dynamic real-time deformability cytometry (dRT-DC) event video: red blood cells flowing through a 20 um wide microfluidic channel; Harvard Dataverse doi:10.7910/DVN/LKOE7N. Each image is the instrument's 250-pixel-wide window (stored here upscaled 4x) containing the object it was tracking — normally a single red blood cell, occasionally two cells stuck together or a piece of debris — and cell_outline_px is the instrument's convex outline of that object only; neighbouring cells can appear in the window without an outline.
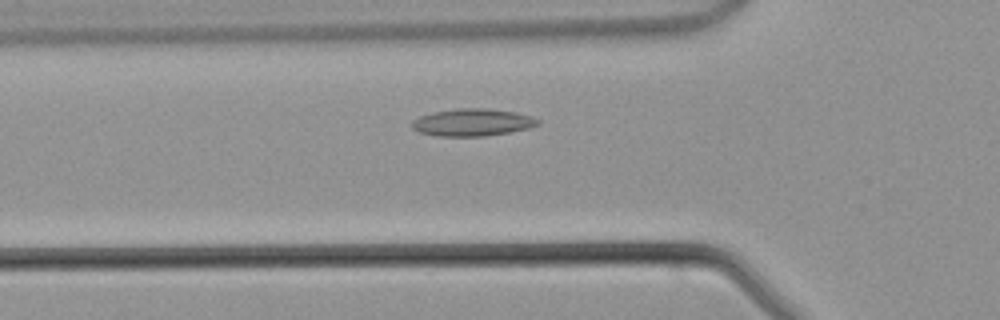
{"species": "common noctule bat (a hibernating species)", "species_latin": "Nyctalus noctula", "temperature_condition": "warm", "stored_images_in_passage": 39, "camera_frame_rate_fps": 3000, "um_per_image_px": 0.085, "animal": {"sex": "male", "body_mass_g": 21.5, "forearm_length_mm": 52.0}, "frame": {"image": 1, "passage_image": 9, "time_ms": 2.667, "image_size_px": [1000, 320], "cell_outline_px": [[540, 124], [528, 128], [508, 132], [484, 136], [436, 136], [420, 132], [412, 128], [408, 124], [412, 120], [420, 116], [432, 112], [456, 108], [488, 108], [516, 112], [532, 116], [540, 120]], "centroid_in_image_um": [40.13, 10.39], "position_along_channel_um": 85.7, "area_um2": 20.23}}
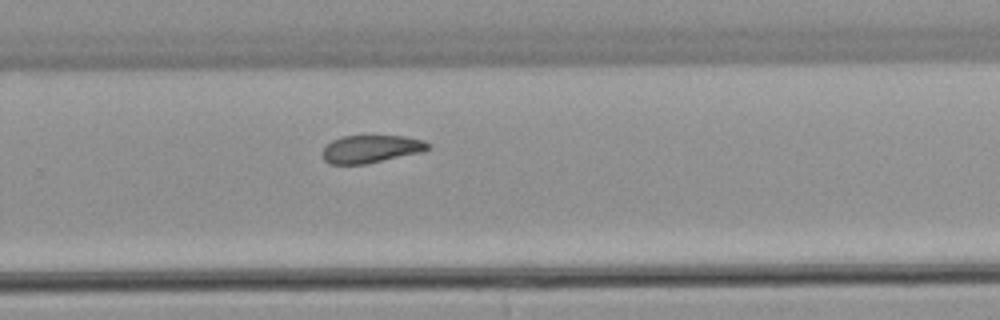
{"frame": {"image": 2, "passage_image": 23, "time_ms": 7.333, "image_size_px": [1000, 320], "cell_outline_px": [[432, 148], [420, 152], [368, 164], [328, 164], [320, 156], [320, 152], [332, 140], [344, 136], [404, 136], [424, 140]], "centroid_in_image_um": [31.5, 12.67], "position_along_channel_um": 298.3, "area_um2": 17.17}}
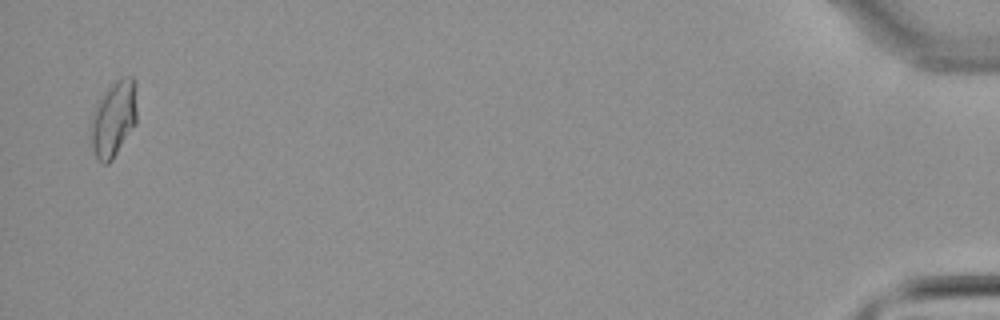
{"frame": {"image": 3, "passage_image": 38, "time_ms": 12.333, "image_size_px": [1000, 320], "cell_outline_px": [[136, 124], [112, 160], [108, 164], [104, 164], [96, 156], [92, 148], [92, 112], [96, 104], [108, 88], [116, 80], [128, 76], [132, 76], [136, 112]], "centroid_in_image_um": [9.65, 10.13], "position_along_channel_um": 425.6, "area_um2": 19.71}}